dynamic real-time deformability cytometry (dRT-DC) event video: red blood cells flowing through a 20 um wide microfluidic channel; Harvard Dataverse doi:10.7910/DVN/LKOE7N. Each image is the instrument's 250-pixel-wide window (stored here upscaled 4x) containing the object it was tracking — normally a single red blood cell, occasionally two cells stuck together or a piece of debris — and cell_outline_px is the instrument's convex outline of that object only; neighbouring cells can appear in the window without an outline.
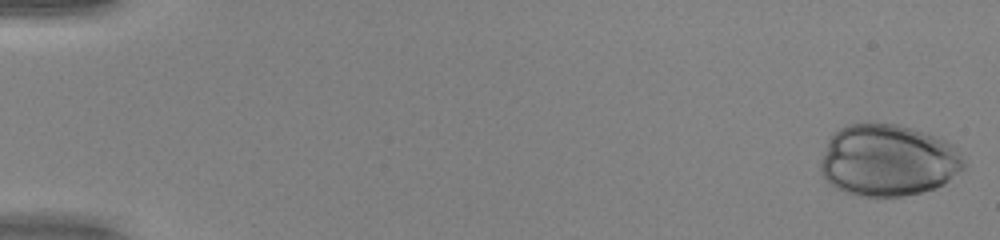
{"species": "human", "species_latin": "Homo sapiens", "temperature_condition": "warm", "stored_images_in_passage": 43, "camera_frame_rate_fps": 3000, "um_per_image_px": 0.085, "donor": {"sex": "female"}, "frame": {"image": 1, "passage_image": 1, "time_ms": 0.0, "image_size_px": [1000, 240], "cell_outline_px": [[968, 164], [964, 168], [944, 184], [936, 188], [920, 192], [900, 196], [864, 196], [844, 192], [836, 188], [820, 172], [820, 160], [828, 140], [840, 128], [848, 124], [896, 124], [912, 128], [924, 132], [944, 140], [952, 144], [960, 152]], "centroid_in_image_um": [75.5, 13.63], "position_along_channel_um": 9.5, "area_um2": 59.82}}
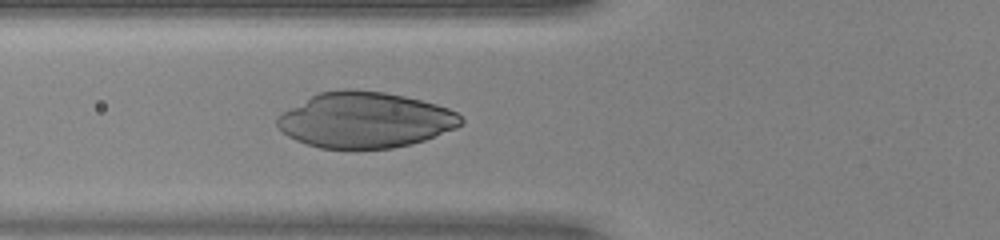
{"frame": {"image": 2, "passage_image": 20, "time_ms": 6.333, "image_size_px": [1000, 240], "cell_outline_px": [[464, 124], [456, 128], [424, 140], [412, 144], [392, 148], [320, 148], [296, 140], [288, 136], [276, 124], [276, 120], [284, 112], [312, 96], [320, 92], [344, 88], [348, 88], [384, 92], [404, 96], [436, 104], [448, 108], [456, 112], [464, 120]], "centroid_in_image_um": [31.07, 10.2], "position_along_channel_um": 94.7, "area_um2": 59.19}}
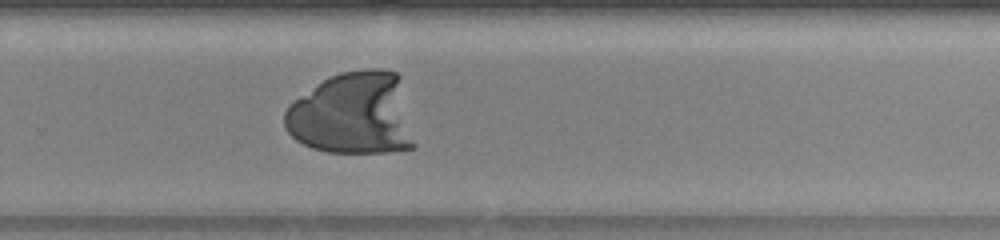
{"frame": {"image": 3, "passage_image": 35, "time_ms": 11.333, "image_size_px": [1000, 240], "cell_outline_px": [[416, 148], [388, 152], [328, 152], [312, 148], [296, 140], [284, 128], [284, 112], [288, 104], [324, 80], [340, 72], [364, 68], [384, 68], [396, 72], [400, 76], [416, 144]], "centroid_in_image_um": [30.02, 9.67], "position_along_channel_um": 299.8, "area_um2": 63.12}}